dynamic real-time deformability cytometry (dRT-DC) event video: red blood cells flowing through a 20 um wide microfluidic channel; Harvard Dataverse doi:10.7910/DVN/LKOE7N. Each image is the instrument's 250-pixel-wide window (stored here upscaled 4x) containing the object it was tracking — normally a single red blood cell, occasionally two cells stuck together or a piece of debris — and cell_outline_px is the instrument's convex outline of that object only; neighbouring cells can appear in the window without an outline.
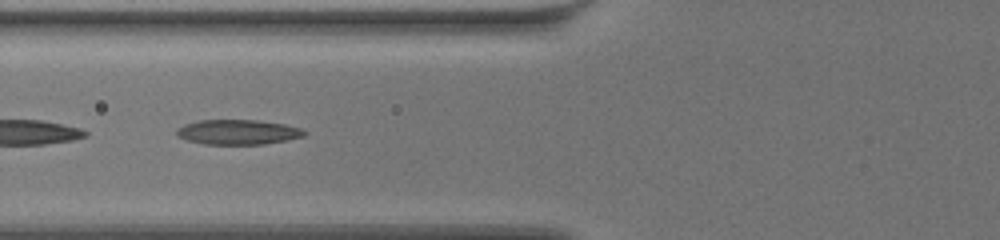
{"species": "common noctule bat (a hibernating species)", "species_latin": "Nyctalus noctula", "temperature_condition": "warm", "stored_images_in_passage": 15, "camera_frame_rate_fps": 3000, "um_per_image_px": 0.085, "animal": {"sex": "female", "body_mass_g": 19.5, "forearm_length_mm": 54.1}, "frame": {"image": 1, "passage_image": 3, "time_ms": 0.667, "image_size_px": [1000, 240], "cell_outline_px": [[308, 132], [304, 136], [288, 140], [264, 144], [204, 144], [188, 140], [176, 136], [176, 128], [184, 124], [196, 120], [260, 120], [284, 124], [300, 128]], "centroid_in_image_um": [20.21, 11.22], "position_along_channel_um": 105.6, "area_um2": 18.67}}
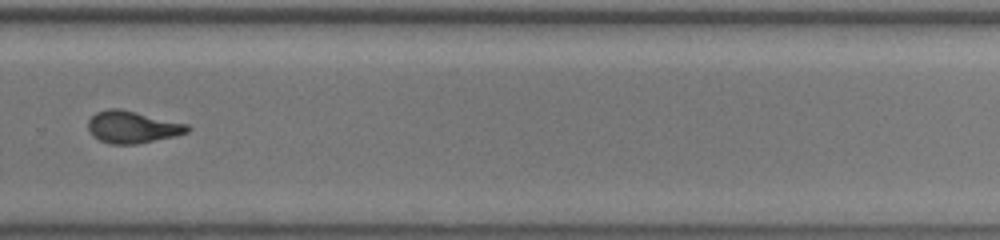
{"frame": {"image": 2, "passage_image": 11, "time_ms": 3.333, "image_size_px": [1000, 240], "cell_outline_px": [[192, 128], [188, 132], [172, 136], [136, 144], [108, 144], [92, 136], [88, 128], [88, 120], [96, 112], [108, 108], [120, 108], [188, 124]], "centroid_in_image_um": [11.23, 10.79], "position_along_channel_um": 318.6, "area_um2": 18.55}}